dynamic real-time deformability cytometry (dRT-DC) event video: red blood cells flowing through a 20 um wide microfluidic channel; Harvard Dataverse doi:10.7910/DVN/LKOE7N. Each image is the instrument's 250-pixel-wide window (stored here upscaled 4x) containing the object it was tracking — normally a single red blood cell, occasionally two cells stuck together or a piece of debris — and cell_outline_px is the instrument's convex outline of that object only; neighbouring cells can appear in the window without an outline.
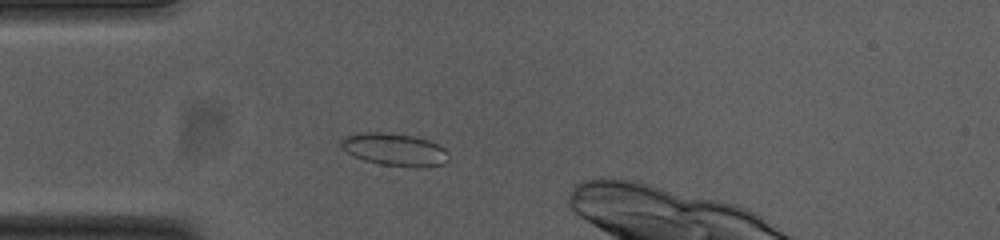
{"species": "common noctule bat (a hibernating species)", "species_latin": "Nyctalus noctula", "temperature_condition": "cold", "stored_images_in_passage": 42, "camera_frame_rate_fps": 3000, "um_per_image_px": 0.085, "animal": {"sex": "female", "body_mass_g": 23.0, "forearm_length_mm": 53.4}, "frame": {"image": 1, "passage_image": 10, "time_ms": 3.0, "image_size_px": [1000, 240], "cell_outline_px": [[448, 160], [444, 164], [420, 168], [380, 164], [364, 160], [352, 156], [340, 144], [340, 140], [344, 136], [360, 132], [380, 132], [412, 136], [428, 140], [444, 148], [448, 152]], "centroid_in_image_um": [33.54, 12.72], "position_along_channel_um": 51.5, "area_um2": 20.4}}
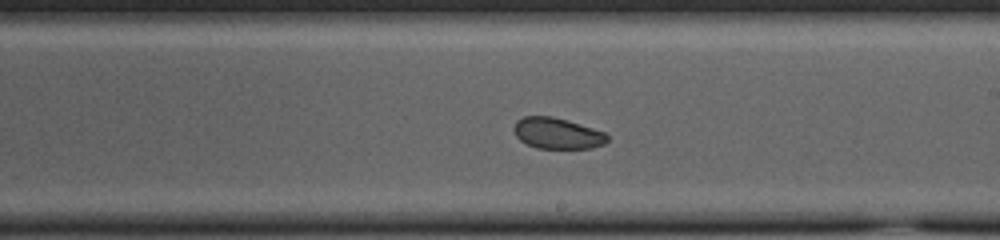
{"frame": {"image": 2, "passage_image": 26, "time_ms": 8.333, "image_size_px": [1000, 240], "cell_outline_px": [[608, 140], [604, 144], [592, 148], [536, 148], [520, 140], [516, 136], [512, 128], [516, 120], [524, 116], [552, 116], [604, 132], [608, 136]], "centroid_in_image_um": [47.33, 11.33], "position_along_channel_um": 241.7, "area_um2": 16.76}}
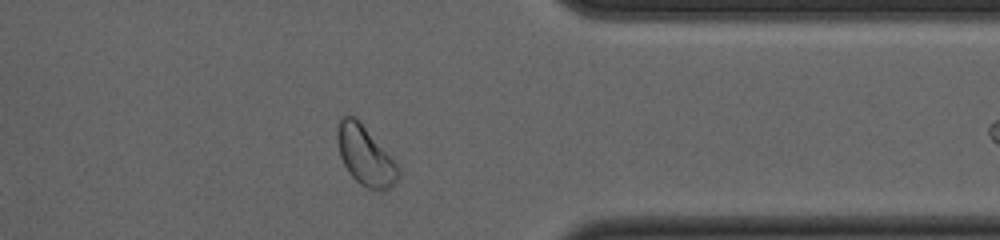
{"frame": {"image": 3, "passage_image": 38, "time_ms": 12.333, "image_size_px": [1000, 240], "cell_outline_px": [[400, 176], [384, 192], [380, 192], [368, 188], [360, 184], [348, 172], [340, 156], [336, 140], [336, 132], [340, 120], [344, 116], [352, 116], [364, 128], [396, 164], [400, 172]], "centroid_in_image_um": [31.01, 13.3], "position_along_channel_um": 380.4, "area_um2": 20.29}, "authors_computed_cell_mechanics": {"area_um2": 18.4382, "velocity_mm_per_s": 3.731, "shape_relaxation_time_tau1_ms": 2.5339, "shape_relaxation_time_tau2_ms": 2.5052, "deformation_change_tau1": 0.0524, "deformation_change_tau2": 0.0504}}